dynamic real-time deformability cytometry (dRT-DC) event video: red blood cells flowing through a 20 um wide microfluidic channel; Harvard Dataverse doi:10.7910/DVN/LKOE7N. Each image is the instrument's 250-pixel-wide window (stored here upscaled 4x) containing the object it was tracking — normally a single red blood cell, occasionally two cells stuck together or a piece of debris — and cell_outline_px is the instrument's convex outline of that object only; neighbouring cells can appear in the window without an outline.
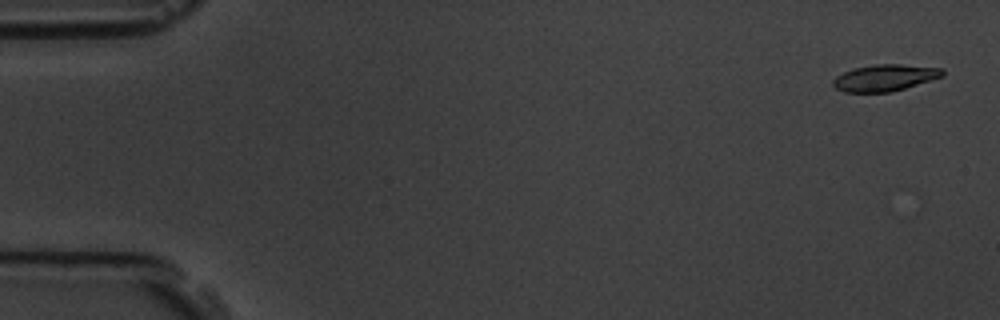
{"species": "common noctule bat (a hibernating species)", "species_latin": "Nyctalus noctula", "temperature_condition": "room temperature", "stored_images_in_passage": 5, "camera_frame_rate_fps": 3000, "um_per_image_px": 0.085, "animal": {"sex": "male", "body_mass_g": 19.5, "forearm_length_mm": 54.6}, "frame": {"image": 1, "passage_image": 1, "time_ms": 0.0, "image_size_px": [1000, 320], "cell_outline_px": [[944, 76], [892, 92], [844, 92], [836, 88], [832, 84], [832, 80], [836, 76], [844, 72], [856, 68], [876, 64], [900, 64], [944, 68]], "centroid_in_image_um": [75.23, 6.61], "position_along_channel_um": 9.8, "area_um2": 16.94}}
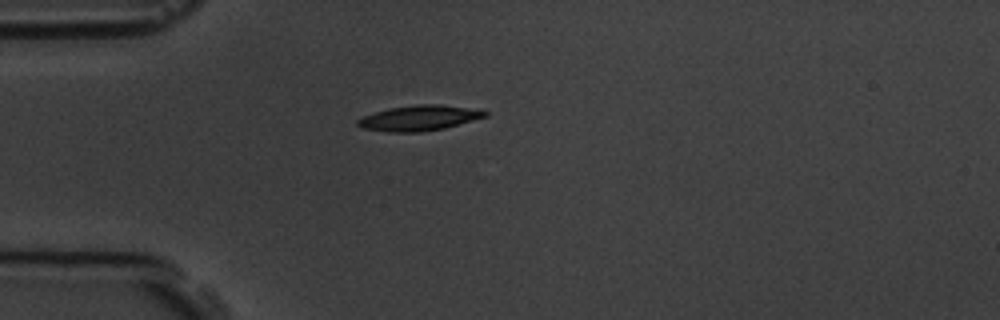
{"frame": {"image": 2, "passage_image": 5, "time_ms": 4.333, "image_size_px": [1000, 320], "cell_outline_px": [[488, 116], [444, 128], [420, 132], [388, 132], [360, 128], [356, 124], [356, 120], [364, 116], [388, 108], [420, 104], [440, 104], [488, 112]], "centroid_in_image_um": [35.56, 10.04], "position_along_channel_um": 49.4, "area_um2": 18.55}}